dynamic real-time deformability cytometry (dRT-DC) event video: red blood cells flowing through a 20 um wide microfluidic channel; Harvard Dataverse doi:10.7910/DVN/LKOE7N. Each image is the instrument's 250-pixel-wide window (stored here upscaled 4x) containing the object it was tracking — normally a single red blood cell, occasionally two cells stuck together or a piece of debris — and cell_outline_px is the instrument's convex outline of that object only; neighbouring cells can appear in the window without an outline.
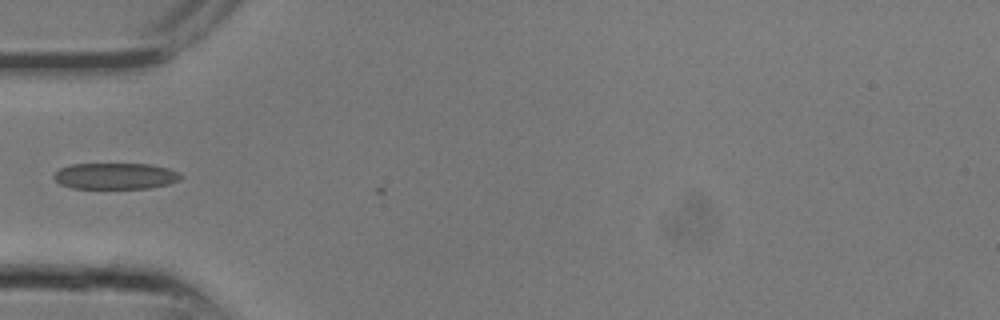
{"species": "common noctule bat (a hibernating species)", "species_latin": "Nyctalus noctula", "temperature_condition": "room temperature", "stored_images_in_passage": 5, "camera_frame_rate_fps": 3000, "um_per_image_px": 0.085, "animal": {"sex": "male", "body_mass_g": 13.3}, "frame": {"image": 1, "passage_image": 3, "time_ms": 0.667, "image_size_px": [1000, 320], "cell_outline_px": [[184, 176], [180, 180], [168, 184], [148, 188], [72, 188], [60, 184], [52, 176], [60, 168], [72, 164], [152, 164], [168, 168]], "centroid_in_image_um": [9.81, 14.96], "position_along_channel_um": 75.2, "area_um2": 19.36}}